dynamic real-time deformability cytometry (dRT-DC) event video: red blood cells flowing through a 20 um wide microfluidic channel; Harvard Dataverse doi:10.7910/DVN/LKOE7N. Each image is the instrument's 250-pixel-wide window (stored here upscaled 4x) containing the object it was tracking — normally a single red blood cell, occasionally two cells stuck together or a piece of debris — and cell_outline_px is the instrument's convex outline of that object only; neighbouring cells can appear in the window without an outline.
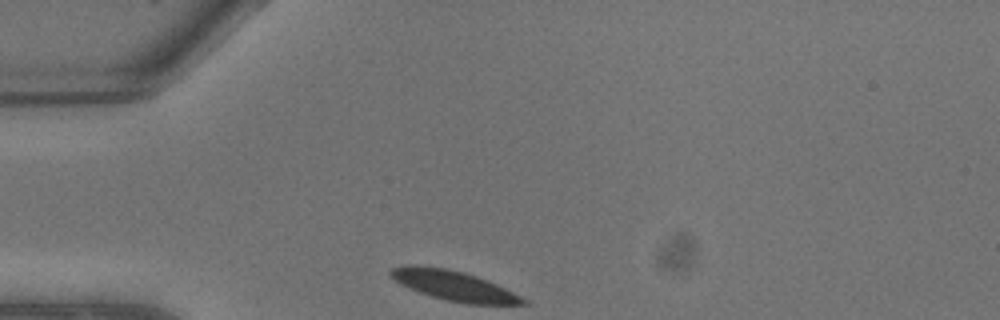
{"species": "common noctule bat (a hibernating species)", "species_latin": "Nyctalus noctula", "temperature_condition": "warm", "stored_images_in_passage": 2, "camera_frame_rate_fps": 3000, "um_per_image_px": 0.085, "animal": {"sex": "male", "body_mass_g": 13.3}, "frame": {"image": 1, "passage_image": 1, "time_ms": 0.0, "image_size_px": [1000, 320], "cell_outline_px": [[528, 304], [464, 304], [432, 296], [420, 292], [400, 284], [388, 272], [392, 268], [408, 264], [416, 264], [444, 268], [464, 272], [488, 280], [528, 300]], "centroid_in_image_um": [38.57, 24.27], "position_along_channel_um": 46.4, "area_um2": 22.83}}